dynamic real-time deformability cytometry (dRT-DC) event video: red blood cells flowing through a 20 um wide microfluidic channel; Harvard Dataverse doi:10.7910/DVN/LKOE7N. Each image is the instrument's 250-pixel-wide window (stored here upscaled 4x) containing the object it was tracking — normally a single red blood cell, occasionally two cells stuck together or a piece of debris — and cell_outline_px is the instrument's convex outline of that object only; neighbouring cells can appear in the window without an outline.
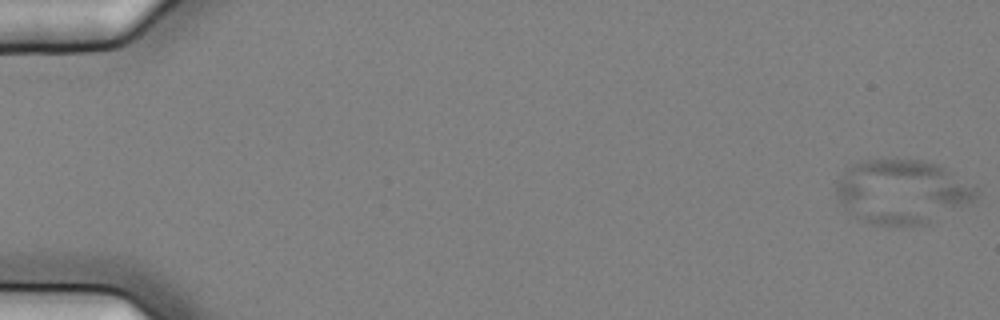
{"species": "common noctule bat (a hibernating species)", "species_latin": "Nyctalus noctula", "temperature_condition": "cold", "stored_images_in_passage": 11, "camera_frame_rate_fps": 3000, "um_per_image_px": 0.085, "animal": {"sex": "female", "body_mass_g": 25.1}, "frame": {"image": 1, "passage_image": 1, "time_ms": 0.0, "image_size_px": [1000, 320], "cell_outline_px": [[976, 200], [928, 224], [872, 224], [856, 216], [836, 200], [836, 184], [844, 172], [852, 164], [864, 160], [896, 156], [924, 160], [936, 164], [944, 168], [976, 188]], "centroid_in_image_um": [76.65, 16.24], "position_along_channel_um": 8.3, "area_um2": 52.31}}